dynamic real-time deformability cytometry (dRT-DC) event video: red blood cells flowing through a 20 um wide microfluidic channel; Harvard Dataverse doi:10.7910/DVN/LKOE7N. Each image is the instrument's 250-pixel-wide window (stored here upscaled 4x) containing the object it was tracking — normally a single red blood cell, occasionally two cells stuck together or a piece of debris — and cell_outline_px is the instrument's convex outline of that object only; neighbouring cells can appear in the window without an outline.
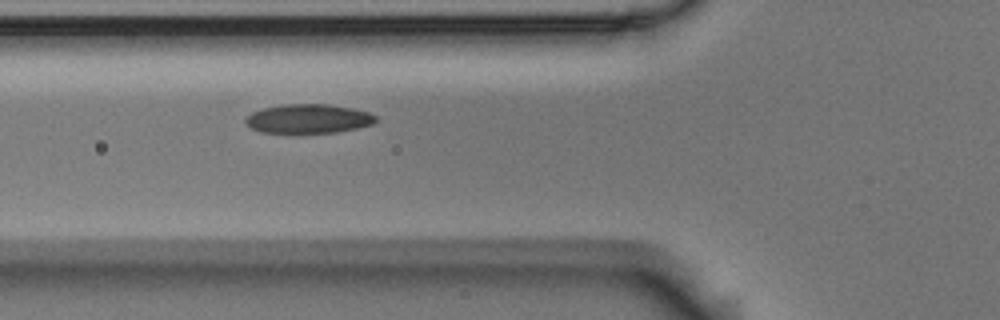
{"species": "Egyptian fruit bat (a non-hibernating species)", "species_latin": "Rousettus aegyptiacus", "temperature_condition": "room temperature", "stored_images_in_passage": 6, "camera_frame_rate_fps": 3000, "um_per_image_px": 0.085, "animal": {"sex": "male"}, "frame": {"image": 1, "passage_image": 6, "time_ms": 1.667, "image_size_px": [1000, 320], "cell_outline_px": [[376, 120], [372, 124], [356, 128], [336, 132], [260, 132], [244, 124], [244, 120], [252, 112], [264, 108], [284, 104], [328, 104], [352, 108], [368, 112], [376, 116]], "centroid_in_image_um": [26.19, 10.08], "position_along_channel_um": 99.6, "area_um2": 21.85}}